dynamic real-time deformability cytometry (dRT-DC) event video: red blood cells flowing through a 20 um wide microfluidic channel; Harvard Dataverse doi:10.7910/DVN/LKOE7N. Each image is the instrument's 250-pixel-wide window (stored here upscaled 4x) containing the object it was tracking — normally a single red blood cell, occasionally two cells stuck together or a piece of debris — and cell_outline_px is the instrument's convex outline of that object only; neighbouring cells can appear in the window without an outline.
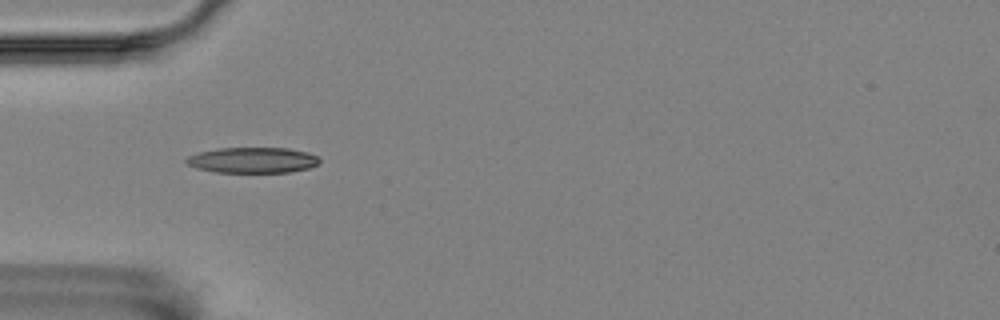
{"species": "Egyptian fruit bat (a non-hibernating species)", "species_latin": "Rousettus aegyptiacus", "temperature_condition": "room temperature", "stored_images_in_passage": 43, "camera_frame_rate_fps": 3000, "um_per_image_px": 0.085, "animal": {"sex": "female"}, "frame": {"image": 1, "passage_image": 4, "time_ms": 1.0, "image_size_px": [1000, 320], "cell_outline_px": [[320, 164], [308, 168], [288, 172], [212, 172], [196, 168], [188, 164], [184, 160], [188, 156], [200, 152], [220, 148], [288, 148], [308, 152], [316, 156], [320, 160]], "centroid_in_image_um": [21.48, 13.61], "position_along_channel_um": 63.5, "area_um2": 19.88}}
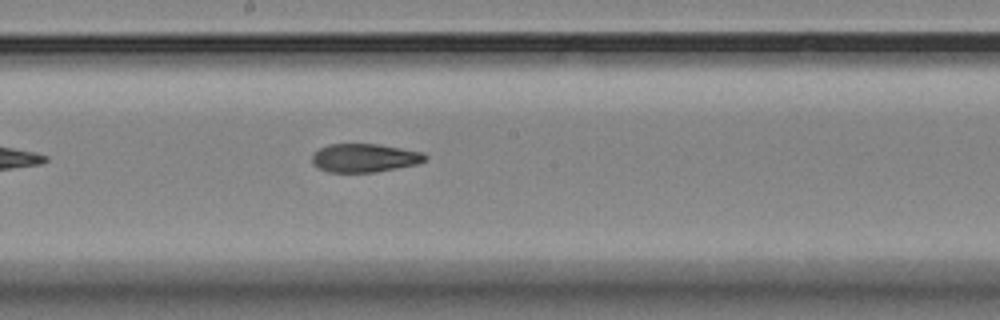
{"frame": {"image": 2, "passage_image": 17, "time_ms": 5.333, "image_size_px": [1000, 320], "cell_outline_px": [[428, 156], [424, 160], [416, 164], [372, 172], [328, 172], [316, 168], [312, 164], [312, 152], [328, 144], [376, 144], [424, 152]], "centroid_in_image_um": [30.92, 13.42], "position_along_channel_um": 217.3, "area_um2": 18.73}}
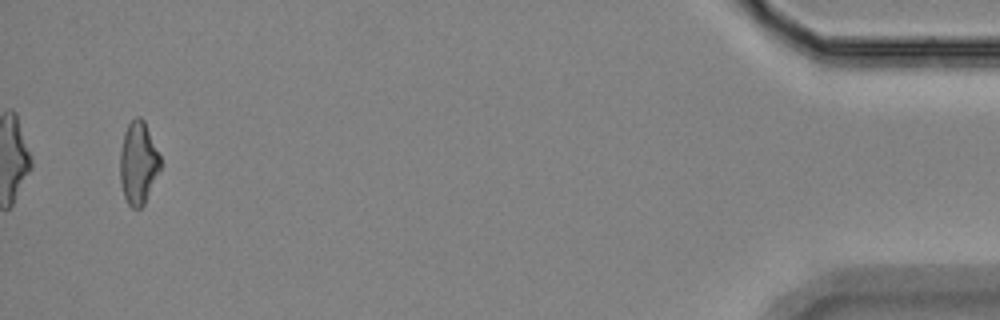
{"frame": {"image": 3, "passage_image": 41, "time_ms": 13.333, "image_size_px": [1000, 320], "cell_outline_px": [[160, 168], [144, 204], [140, 208], [132, 208], [128, 204], [124, 196], [120, 180], [120, 152], [124, 132], [128, 124], [136, 116], [140, 116], [144, 120], [160, 156]], "centroid_in_image_um": [11.74, 13.84], "position_along_channel_um": 423.5, "area_um2": 19.19}, "authors_computed_cell_mechanics": {"area_um2": 19.4786, "velocity_mm_per_s": 3.5541, "shape_relaxation_time_tau1_ms": null, "shape_relaxation_time_tau2_ms": 3.2118, "deformation_change_tau1": null, "deformation_change_tau2": 0.1094}}